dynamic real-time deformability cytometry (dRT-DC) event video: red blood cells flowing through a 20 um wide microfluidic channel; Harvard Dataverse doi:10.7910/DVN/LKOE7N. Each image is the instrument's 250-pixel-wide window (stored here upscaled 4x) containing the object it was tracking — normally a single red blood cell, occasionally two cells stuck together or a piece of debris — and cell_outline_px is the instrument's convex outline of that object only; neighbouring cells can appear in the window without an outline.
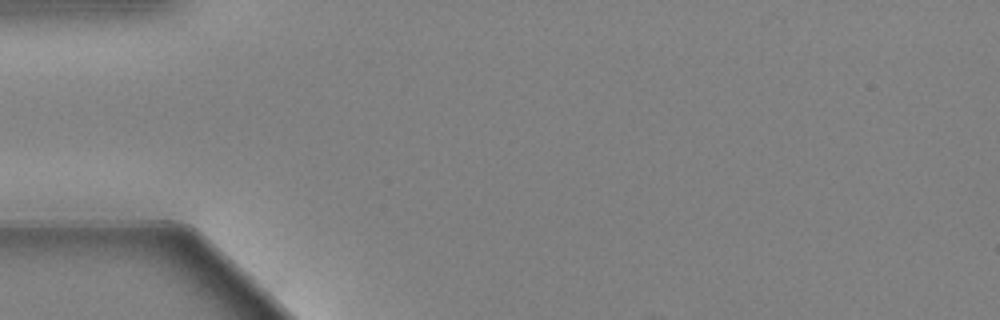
{"species": "Egyptian fruit bat (a non-hibernating species)", "species_latin": "Rousettus aegyptiacus", "temperature_condition": "warm", "stored_images_in_passage": 1, "camera_frame_rate_fps": 3000, "um_per_image_px": 0.085, "animal": {"sex": "female"}, "frame": {"image": 1, "passage_image": 1, "time_ms": 0.0, "image_size_px": [1000, 320], "cell_outline_px": [[244, 296], [236, 292], [132, 236], [140, 232], [148, 232], [192, 236], [240, 280], [244, 288]], "centroid_in_image_um": [16.36, 21.84], "position_along_channel_um": 68.6, "area_um2": 16.36}}